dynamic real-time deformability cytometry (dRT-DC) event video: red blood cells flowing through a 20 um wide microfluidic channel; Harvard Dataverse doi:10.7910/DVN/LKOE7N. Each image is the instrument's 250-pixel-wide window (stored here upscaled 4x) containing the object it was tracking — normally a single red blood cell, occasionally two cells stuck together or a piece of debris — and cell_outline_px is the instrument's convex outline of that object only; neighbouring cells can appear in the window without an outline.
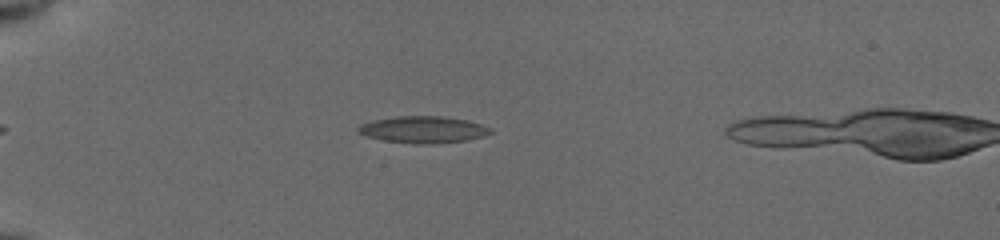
{"species": "common noctule bat (a hibernating species)", "species_latin": "Nyctalus noctula", "temperature_condition": "cold", "stored_images_in_passage": 44, "camera_frame_rate_fps": 3000, "um_per_image_px": 0.085, "animal": {"sex": "female", "body_mass_g": 19.5, "forearm_length_mm": 54.1}, "frame": {"image": 1, "passage_image": 11, "time_ms": 3.333, "image_size_px": [1000, 240], "cell_outline_px": [[492, 132], [484, 136], [468, 140], [432, 144], [416, 144], [384, 140], [364, 136], [356, 132], [356, 128], [360, 124], [372, 120], [396, 116], [440, 116], [468, 120], [492, 128]], "centroid_in_image_um": [35.94, 11.01], "position_along_channel_um": 49.1, "area_um2": 20.87}}
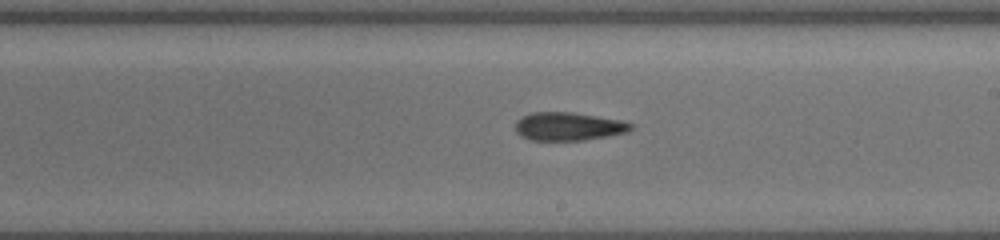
{"frame": {"image": 2, "passage_image": 28, "time_ms": 9.0, "image_size_px": [1000, 240], "cell_outline_px": [[632, 128], [628, 132], [608, 136], [584, 140], [532, 140], [516, 132], [516, 124], [524, 116], [532, 112], [572, 112], [620, 120], [632, 124]], "centroid_in_image_um": [48.35, 10.75], "position_along_channel_um": 240.6, "area_um2": 18.67}}
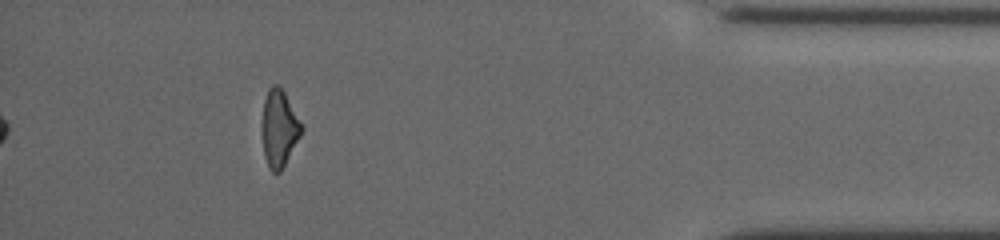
{"frame": {"image": 3, "passage_image": 44, "time_ms": 14.333, "image_size_px": [1000, 240], "cell_outline_px": [[304, 128], [300, 136], [280, 172], [272, 172], [268, 168], [264, 156], [264, 100], [268, 88], [272, 84], [276, 84], [284, 92]], "centroid_in_image_um": [23.75, 10.92], "position_along_channel_um": 411.5, "area_um2": 16.99}, "authors_computed_cell_mechanics": {"area_um2": 19.1607, "velocity_mm_per_s": 3.9572, "shape_relaxation_time_tau1_ms": null, "shape_relaxation_time_tau2_ms": 5.0433, "deformation_change_tau1": null, "deformation_change_tau2": 0.1766}}